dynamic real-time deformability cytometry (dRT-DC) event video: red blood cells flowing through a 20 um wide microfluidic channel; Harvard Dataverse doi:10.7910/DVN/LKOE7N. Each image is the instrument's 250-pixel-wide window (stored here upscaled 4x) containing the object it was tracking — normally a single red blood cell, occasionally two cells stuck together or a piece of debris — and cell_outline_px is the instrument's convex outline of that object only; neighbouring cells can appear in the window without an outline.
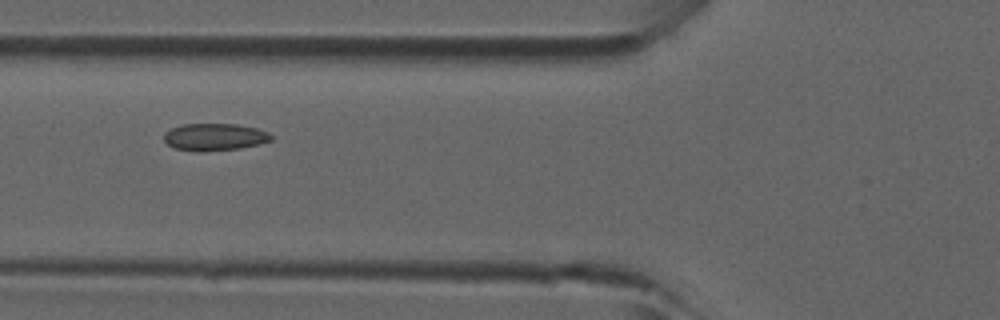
{"species": "common noctule bat (a hibernating species)", "species_latin": "Nyctalus noctula", "temperature_condition": "room temperature", "stored_images_in_passage": 2, "camera_frame_rate_fps": 3000, "um_per_image_px": 0.085, "animal": {"sex": "male", "forearm_length_mm": 52.5}, "frame": {"image": 1, "passage_image": 2, "time_ms": 0.333, "image_size_px": [1000, 320], "cell_outline_px": [[272, 140], [260, 144], [240, 148], [204, 152], [196, 152], [176, 148], [168, 144], [164, 140], [164, 132], [180, 124], [236, 124], [256, 128], [268, 132], [272, 136]], "centroid_in_image_um": [18.24, 11.65], "position_along_channel_um": 107.6, "area_um2": 17.11}}